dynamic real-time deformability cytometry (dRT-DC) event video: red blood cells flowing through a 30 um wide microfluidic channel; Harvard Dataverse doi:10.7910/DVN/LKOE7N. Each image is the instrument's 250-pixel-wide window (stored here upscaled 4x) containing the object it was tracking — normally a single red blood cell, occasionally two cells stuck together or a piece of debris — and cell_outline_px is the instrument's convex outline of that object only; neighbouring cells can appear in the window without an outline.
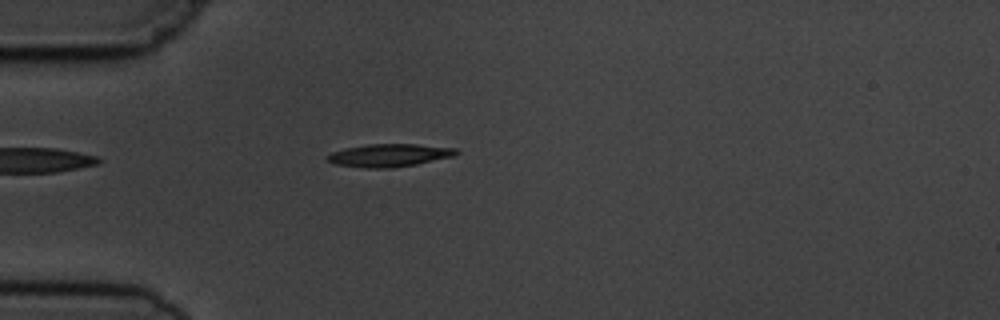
{"species": "common noctule bat (a hibernating species)", "species_latin": "Nyctalus noctula", "temperature_condition": "cold", "stored_images_in_passage": 5, "camera_frame_rate_fps": 3000, "um_per_image_px": 0.085, "animal": {"sex": "male", "body_mass_g": 19.5, "forearm_length_mm": 54.6}, "frame": {"image": 1, "passage_image": 4, "time_ms": 4.333, "image_size_px": [1000, 320], "cell_outline_px": [[460, 152], [456, 156], [416, 164], [392, 168], [364, 168], [336, 164], [328, 160], [324, 156], [332, 152], [344, 148], [368, 144], [416, 144], [456, 148]], "centroid_in_image_um": [33.1, 13.2], "position_along_channel_um": 51.9, "area_um2": 17.28}}